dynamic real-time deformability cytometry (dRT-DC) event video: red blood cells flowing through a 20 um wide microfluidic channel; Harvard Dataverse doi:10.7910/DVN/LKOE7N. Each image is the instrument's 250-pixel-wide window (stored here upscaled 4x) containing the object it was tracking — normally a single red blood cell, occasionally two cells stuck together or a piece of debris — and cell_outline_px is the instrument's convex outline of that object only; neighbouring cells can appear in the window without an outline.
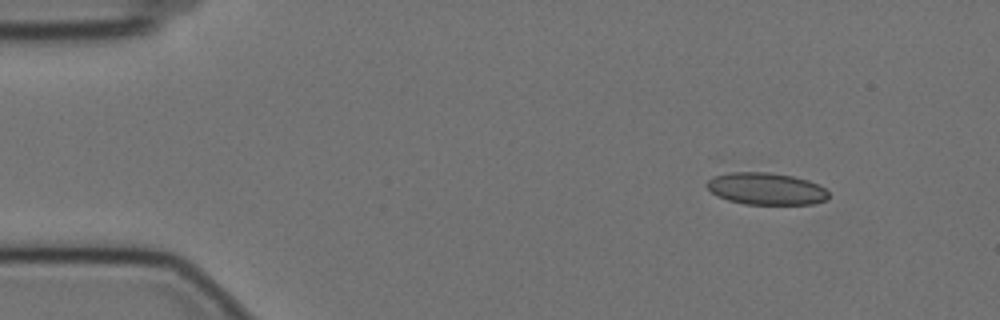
{"species": "Egyptian fruit bat (a non-hibernating species)", "species_latin": "Rousettus aegyptiacus", "temperature_condition": "cold", "stored_images_in_passage": 53, "camera_frame_rate_fps": 3000, "um_per_image_px": 0.085, "animal": {"sex": "female"}, "frame": {"image": 1, "passage_image": 2, "time_ms": 0.333, "image_size_px": [1000, 320], "cell_outline_px": [[828, 200], [812, 204], [744, 204], [728, 200], [716, 196], [704, 184], [712, 176], [728, 172], [768, 172], [792, 176], [808, 180], [824, 188], [828, 192]], "centroid_in_image_um": [65.08, 16.04], "position_along_channel_um": 19.9, "area_um2": 22.83}}
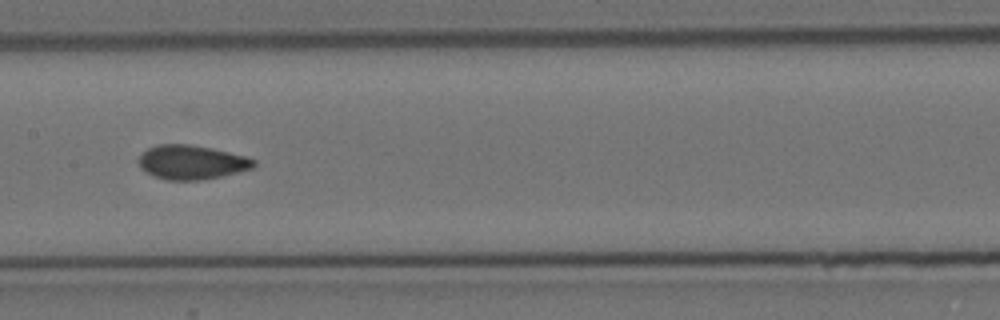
{"frame": {"image": 2, "passage_image": 24, "time_ms": 7.667, "image_size_px": [1000, 320], "cell_outline_px": [[256, 164], [252, 168], [220, 176], [196, 180], [168, 180], [156, 176], [140, 168], [140, 156], [148, 148], [160, 144], [188, 144], [212, 148], [244, 156], [256, 160]], "centroid_in_image_um": [16.29, 13.78], "position_along_channel_um": 191.1, "area_um2": 22.43}}
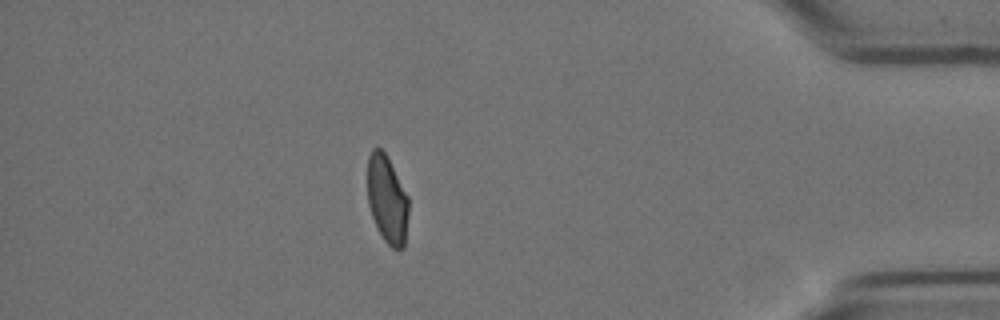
{"frame": {"image": 3, "passage_image": 46, "time_ms": 15.0, "image_size_px": [1000, 320], "cell_outline_px": [[408, 216], [404, 248], [392, 248], [384, 240], [372, 216], [368, 204], [368, 156], [372, 148], [380, 148], [388, 156], [408, 196]], "centroid_in_image_um": [32.91, 16.92], "position_along_channel_um": 402.3, "area_um2": 20.98}, "authors_computed_cell_mechanics": {"area_um2": 22.831, "velocity_mm_per_s": 3.4784, "shape_relaxation_time_tau1_ms": null, "shape_relaxation_time_tau2_ms": 1.1372, "deformation_change_tau1": null, "deformation_change_tau2": 0.0669}}